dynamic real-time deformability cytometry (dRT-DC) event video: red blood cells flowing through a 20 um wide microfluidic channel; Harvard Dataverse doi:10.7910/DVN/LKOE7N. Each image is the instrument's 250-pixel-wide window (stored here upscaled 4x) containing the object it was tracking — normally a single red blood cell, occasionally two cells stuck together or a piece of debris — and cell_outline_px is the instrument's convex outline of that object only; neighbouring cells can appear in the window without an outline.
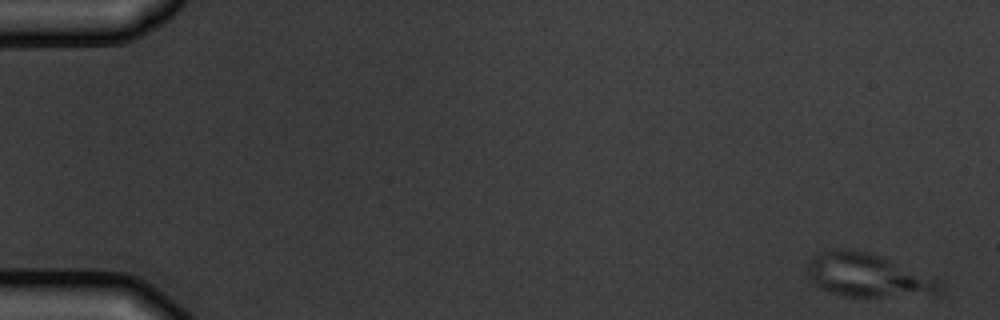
{"species": "common noctule bat (a hibernating species)", "species_latin": "Nyctalus noctula", "temperature_condition": "warm", "stored_images_in_passage": 6, "camera_frame_rate_fps": 3000, "um_per_image_px": 0.085, "animal": {"sex": "male", "body_mass_g": 19.5, "forearm_length_mm": 54.6}, "frame": {"image": 1, "passage_image": 1, "time_ms": 0.0, "image_size_px": [1000, 320], "cell_outline_px": [[940, 292], [932, 296], [840, 296], [816, 288], [808, 276], [808, 260], [812, 256], [824, 252], [840, 248], [848, 248], [868, 252], [880, 256], [940, 280]], "centroid_in_image_um": [73.72, 23.42], "position_along_channel_um": 11.3, "area_um2": 33.64}}